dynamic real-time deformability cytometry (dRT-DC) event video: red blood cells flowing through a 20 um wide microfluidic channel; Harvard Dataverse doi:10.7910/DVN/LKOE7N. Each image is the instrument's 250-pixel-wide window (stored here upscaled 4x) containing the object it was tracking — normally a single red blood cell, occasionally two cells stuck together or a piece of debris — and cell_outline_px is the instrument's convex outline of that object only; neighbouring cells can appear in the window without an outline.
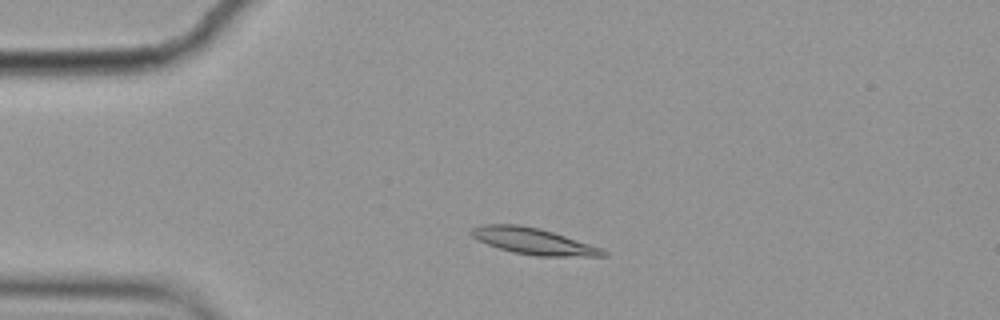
{"species": "common noctule bat (a hibernating species)", "species_latin": "Nyctalus noctula", "temperature_condition": "cold", "stored_images_in_passage": 2, "camera_frame_rate_fps": 3000, "um_per_image_px": 0.085, "animal": {"sex": "female", "body_mass_g": 19.9}, "frame": {"image": 1, "passage_image": 1, "time_ms": 0.0, "image_size_px": [1000, 320], "cell_outline_px": [[608, 256], [536, 256], [512, 252], [476, 240], [468, 232], [472, 228], [480, 224], [520, 224], [540, 228], [600, 248], [608, 252]], "centroid_in_image_um": [45.27, 20.49], "position_along_channel_um": 39.7, "area_um2": 20.11}}